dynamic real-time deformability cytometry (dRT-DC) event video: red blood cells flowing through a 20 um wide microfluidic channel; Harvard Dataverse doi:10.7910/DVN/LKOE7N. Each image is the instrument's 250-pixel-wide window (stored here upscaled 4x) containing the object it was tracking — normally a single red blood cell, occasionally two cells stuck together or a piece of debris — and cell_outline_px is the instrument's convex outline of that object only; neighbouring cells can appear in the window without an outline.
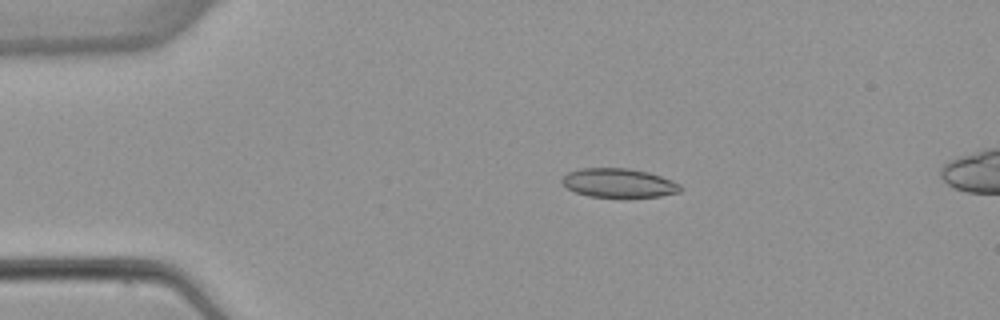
{"species": "common noctule bat (a hibernating species)", "species_latin": "Nyctalus noctula", "temperature_condition": "warm", "stored_images_in_passage": 4, "camera_frame_rate_fps": 3000, "um_per_image_px": 0.085, "animal": {"sex": "female", "body_mass_g": 22.7, "forearm_length_mm": 54.2}, "frame": {"image": 1, "passage_image": 3, "time_ms": 2.333, "image_size_px": [1000, 320], "cell_outline_px": [[680, 192], [660, 196], [588, 196], [576, 192], [568, 188], [560, 180], [568, 172], [580, 168], [628, 168], [648, 172], [672, 180], [680, 184]], "centroid_in_image_um": [52.58, 15.53], "position_along_channel_um": 32.4, "area_um2": 19.65}}